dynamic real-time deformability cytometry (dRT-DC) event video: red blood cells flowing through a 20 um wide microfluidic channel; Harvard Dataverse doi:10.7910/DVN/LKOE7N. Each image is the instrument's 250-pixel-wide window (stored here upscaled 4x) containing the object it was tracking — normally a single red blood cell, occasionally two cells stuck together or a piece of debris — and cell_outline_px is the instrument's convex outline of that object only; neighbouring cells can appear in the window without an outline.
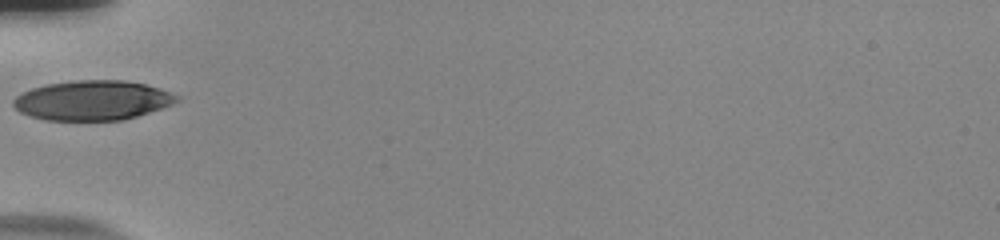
{"species": "human", "species_latin": "Homo sapiens", "temperature_condition": "room temperature", "stored_images_in_passage": 31, "camera_frame_rate_fps": 3000, "um_per_image_px": 0.085, "donor": {"sex": "male"}, "frame": {"image": 1, "passage_image": 1, "time_ms": 0.0, "image_size_px": [1000, 240], "cell_outline_px": [[180, 100], [172, 104], [124, 120], [44, 120], [28, 116], [20, 112], [12, 104], [12, 100], [16, 96], [32, 88], [48, 84], [76, 80], [124, 80], [144, 84], [160, 88], [180, 96]], "centroid_in_image_um": [7.85, 8.53], "position_along_channel_um": 77.1, "area_um2": 37.74}}
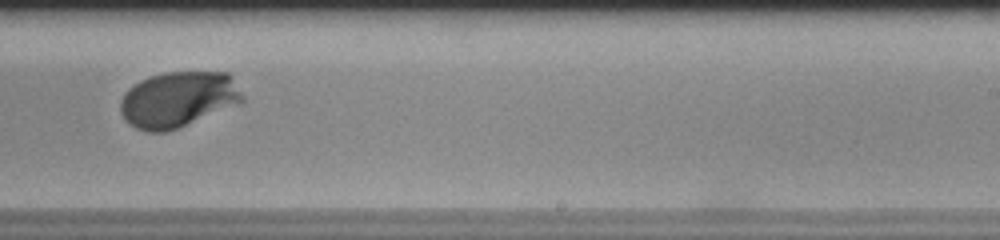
{"frame": {"image": 2, "passage_image": 17, "time_ms": 5.333, "image_size_px": [1000, 240], "cell_outline_px": [[244, 100], [176, 128], [164, 132], [148, 132], [136, 128], [128, 124], [124, 120], [120, 112], [120, 100], [128, 88], [140, 80], [148, 76], [168, 72], [228, 72], [232, 76], [244, 96]], "centroid_in_image_um": [15.08, 8.43], "position_along_channel_um": 273.9, "area_um2": 39.25}}
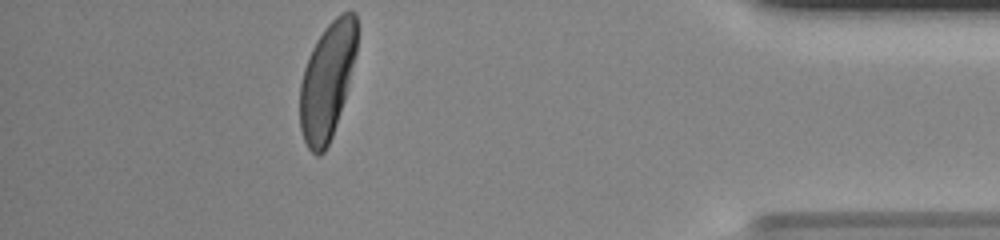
{"frame": {"image": 3, "passage_image": 31, "time_ms": 10.0, "image_size_px": [1000, 240], "cell_outline_px": [[356, 52], [344, 100], [332, 136], [324, 152], [320, 156], [316, 156], [308, 148], [304, 140], [300, 128], [300, 84], [304, 68], [308, 56], [316, 40], [324, 28], [340, 12], [356, 12]], "centroid_in_image_um": [27.79, 6.88], "position_along_channel_um": 407.4, "area_um2": 38.49}, "authors_computed_cell_mechanics": {"area_um2": 38.8416, "velocity_mm_per_s": 3.6915, "shape_relaxation_time_tau1_ms": 1.9881, "shape_relaxation_time_tau2_ms": null, "deformation_change_tau1": 0.133, "deformation_change_tau2": null}}